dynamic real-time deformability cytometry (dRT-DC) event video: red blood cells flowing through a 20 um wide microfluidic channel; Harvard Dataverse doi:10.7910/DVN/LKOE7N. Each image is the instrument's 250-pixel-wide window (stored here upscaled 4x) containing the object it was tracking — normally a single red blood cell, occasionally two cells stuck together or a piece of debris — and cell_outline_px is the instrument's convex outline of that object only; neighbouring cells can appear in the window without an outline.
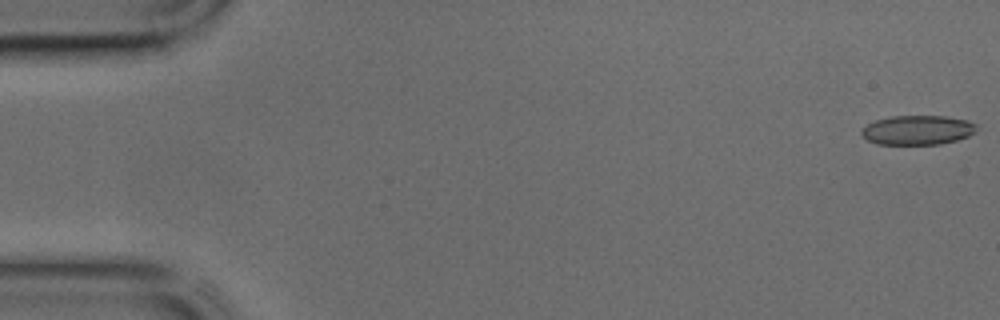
{"species": "common noctule bat (a hibernating species)", "species_latin": "Nyctalus noctula", "temperature_condition": "cold", "stored_images_in_passage": 44, "camera_frame_rate_fps": 3000, "um_per_image_px": 0.085, "animal": {"sex": "male", "body_mass_g": 17.9, "forearm_length_mm": 54.2}, "frame": {"image": 1, "passage_image": 1, "time_ms": 0.0, "image_size_px": [1000, 320], "cell_outline_px": [[976, 132], [968, 136], [956, 140], [940, 144], [876, 144], [868, 140], [860, 132], [868, 124], [876, 120], [892, 116], [944, 116], [968, 120], [976, 124]], "centroid_in_image_um": [78.02, 11.05], "position_along_channel_um": 7.0, "area_um2": 19.59}}
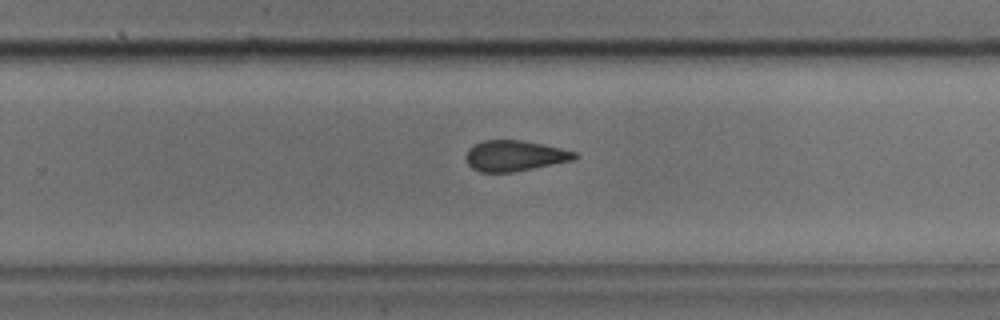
{"frame": {"image": 2, "passage_image": 28, "time_ms": 9.0, "image_size_px": [1000, 320], "cell_outline_px": [[580, 156], [576, 160], [512, 172], [480, 172], [472, 168], [468, 164], [468, 148], [484, 140], [520, 140], [560, 148], [576, 152]], "centroid_in_image_um": [43.8, 13.25], "position_along_channel_um": 286.0, "area_um2": 19.25}}
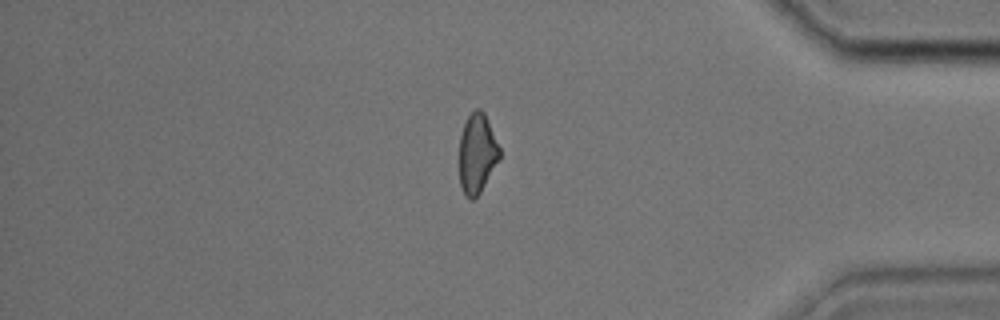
{"frame": {"image": 3, "passage_image": 37, "time_ms": 12.0, "image_size_px": [1000, 320], "cell_outline_px": [[500, 156], [480, 192], [472, 200], [464, 192], [460, 184], [460, 136], [464, 124], [468, 116], [476, 108], [480, 108], [484, 112], [500, 148]], "centroid_in_image_um": [40.55, 13.0], "position_along_channel_um": 394.7, "area_um2": 18.21}}